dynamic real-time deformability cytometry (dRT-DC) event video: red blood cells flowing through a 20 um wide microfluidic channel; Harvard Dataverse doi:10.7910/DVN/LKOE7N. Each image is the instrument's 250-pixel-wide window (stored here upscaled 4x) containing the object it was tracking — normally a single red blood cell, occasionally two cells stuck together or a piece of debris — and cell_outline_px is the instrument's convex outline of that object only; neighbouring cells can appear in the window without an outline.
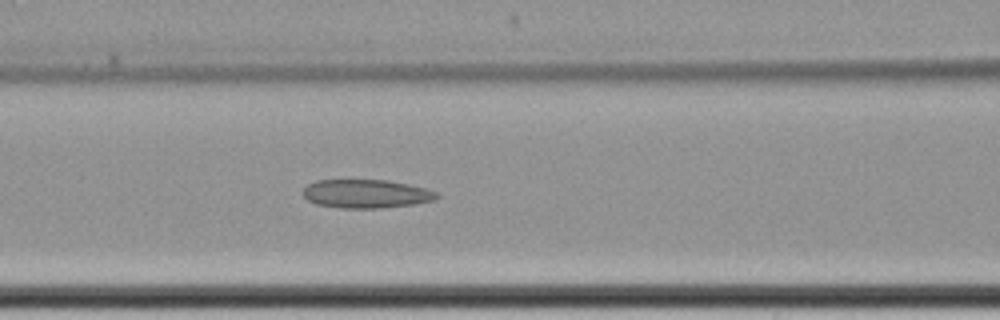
{"species": "common noctule bat (a hibernating species)", "species_latin": "Nyctalus noctula", "temperature_condition": "cold", "stored_images_in_passage": 8, "camera_frame_rate_fps": 3000, "um_per_image_px": 0.085, "animal": {"sex": "female", "body_mass_g": 22.7, "forearm_length_mm": 54.2}, "frame": {"image": 1, "passage_image": 8, "time_ms": 9.667, "image_size_px": [1000, 320], "cell_outline_px": [[440, 196], [436, 200], [416, 204], [380, 208], [344, 208], [316, 204], [308, 200], [304, 196], [304, 188], [308, 184], [316, 180], [388, 180], [408, 184], [424, 188], [436, 192]], "centroid_in_image_um": [31.15, 16.47], "position_along_channel_um": 135.4, "area_um2": 22.25}}